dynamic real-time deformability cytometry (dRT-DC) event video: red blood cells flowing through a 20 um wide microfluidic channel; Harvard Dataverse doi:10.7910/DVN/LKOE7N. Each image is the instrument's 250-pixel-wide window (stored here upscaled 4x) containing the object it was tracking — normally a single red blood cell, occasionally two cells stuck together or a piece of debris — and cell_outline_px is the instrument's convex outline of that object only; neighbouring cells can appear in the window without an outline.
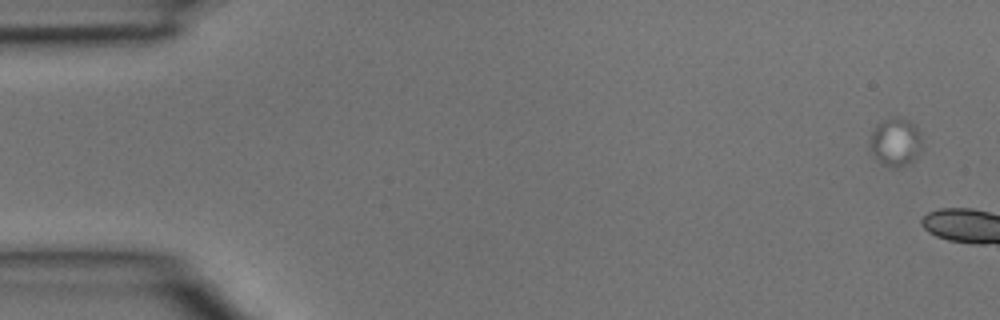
{"species": "common noctule bat (a hibernating species)", "species_latin": "Nyctalus noctula", "temperature_condition": "room temperature", "stored_images_in_passage": 6, "camera_frame_rate_fps": 3000, "um_per_image_px": 0.085, "animal": {"sex": "male", "body_mass_g": 15.6}, "frame": {"image": 1, "passage_image": 1, "time_ms": 0.0, "image_size_px": [1000, 320], "cell_outline_px": [[920, 148], [916, 160], [900, 168], [892, 168], [880, 164], [872, 152], [868, 144], [868, 136], [876, 124], [892, 116], [896, 116], [908, 120], [916, 128], [920, 136]], "centroid_in_image_um": [76.06, 12.1], "position_along_channel_um": 8.9, "area_um2": 14.97}}
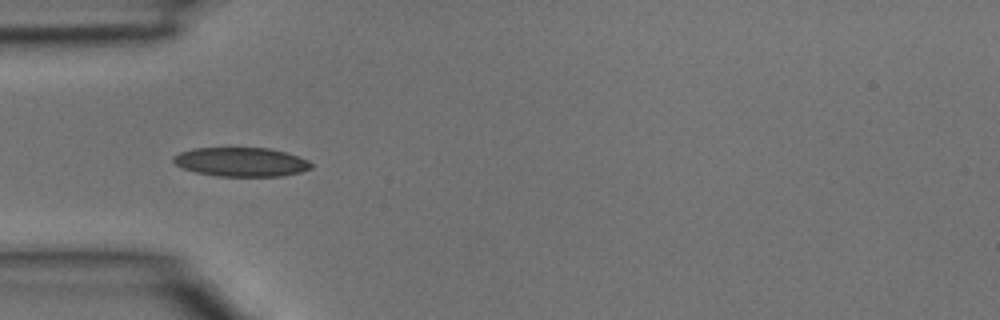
{"frame": {"image": 2, "passage_image": 5, "time_ms": 1.333, "image_size_px": [1000, 320], "cell_outline_px": [[312, 168], [300, 172], [280, 176], [220, 176], [196, 172], [184, 168], [176, 164], [172, 160], [172, 156], [180, 152], [192, 148], [268, 148], [284, 152], [308, 160], [312, 164]], "centroid_in_image_um": [20.48, 13.76], "position_along_channel_um": 64.5, "area_um2": 23.12}}